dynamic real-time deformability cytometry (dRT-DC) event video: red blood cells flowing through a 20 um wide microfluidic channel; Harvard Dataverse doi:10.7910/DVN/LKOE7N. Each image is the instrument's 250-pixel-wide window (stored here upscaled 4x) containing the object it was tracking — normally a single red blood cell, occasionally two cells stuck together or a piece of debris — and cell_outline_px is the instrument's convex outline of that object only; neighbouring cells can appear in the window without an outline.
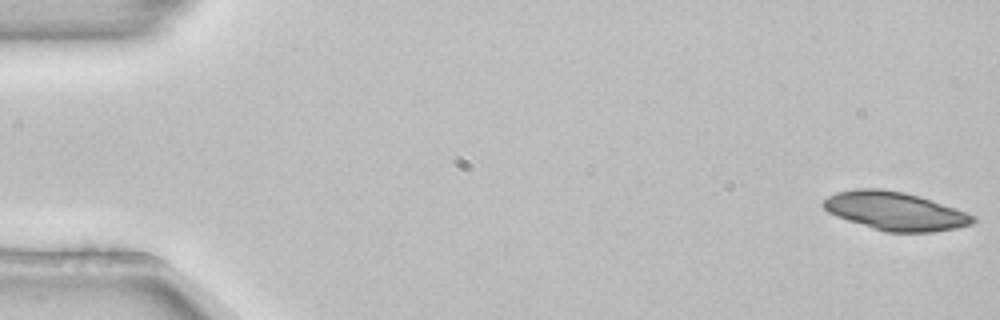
{"species": "common noctule bat (a hibernating species)", "species_latin": "Nyctalus noctula", "temperature_condition": "room temperature", "stored_images_in_passage": 54, "camera_frame_rate_fps": 3000, "um_per_image_px": 0.085, "animal": {"sex": "female", "body_mass_g": 22.7, "forearm_length_mm": 54.2}, "frame": {"image": 1, "passage_image": 1, "time_ms": 0.0, "image_size_px": [1000, 320], "cell_outline_px": [[976, 220], [972, 224], [956, 228], [932, 232], [884, 232], [836, 216], [828, 212], [820, 204], [828, 196], [836, 192], [856, 188], [880, 188], [904, 192], [920, 196], [956, 208], [976, 216]], "centroid_in_image_um": [76.08, 17.93], "position_along_channel_um": 8.9, "area_um2": 33.58}, "authors_computed_cell_mechanics": {"area_um2": 26.5591, "velocity_mm_per_s": 3.8451, "shape_relaxation_time_tau1_ms": 7.8603, "shape_relaxation_time_tau2_ms": null, "deformation_change_tau1": 0.1631, "deformation_change_tau2": null}}